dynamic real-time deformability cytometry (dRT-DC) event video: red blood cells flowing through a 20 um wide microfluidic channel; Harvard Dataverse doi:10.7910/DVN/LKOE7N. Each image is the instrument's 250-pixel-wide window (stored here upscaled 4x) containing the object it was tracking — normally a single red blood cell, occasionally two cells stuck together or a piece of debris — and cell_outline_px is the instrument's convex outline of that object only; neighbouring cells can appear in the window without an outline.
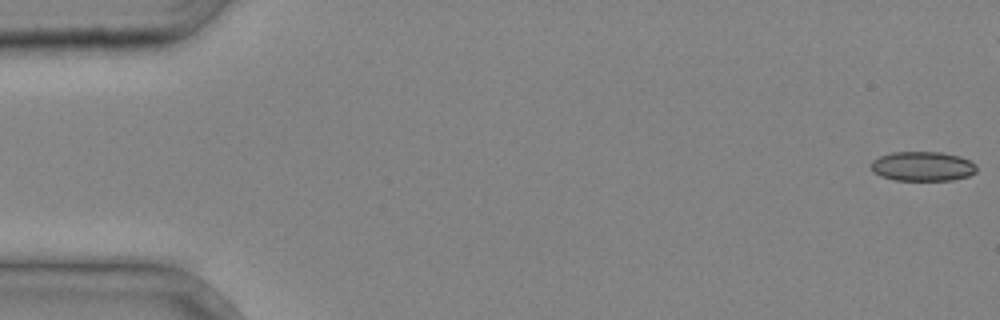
{"species": "common noctule bat (a hibernating species)", "species_latin": "Nyctalus noctula", "temperature_condition": "cold", "stored_images_in_passage": 5, "camera_frame_rate_fps": 3000, "um_per_image_px": 0.085, "animal": {"sex": "male", "body_mass_g": 20.4}, "frame": {"image": 1, "passage_image": 1, "time_ms": 0.0, "image_size_px": [1000, 320], "cell_outline_px": [[976, 172], [968, 176], [952, 180], [896, 180], [880, 176], [872, 168], [872, 160], [880, 156], [892, 152], [940, 152], [960, 156], [976, 164]], "centroid_in_image_um": [78.44, 14.13], "position_along_channel_um": 6.6, "area_um2": 18.03}}